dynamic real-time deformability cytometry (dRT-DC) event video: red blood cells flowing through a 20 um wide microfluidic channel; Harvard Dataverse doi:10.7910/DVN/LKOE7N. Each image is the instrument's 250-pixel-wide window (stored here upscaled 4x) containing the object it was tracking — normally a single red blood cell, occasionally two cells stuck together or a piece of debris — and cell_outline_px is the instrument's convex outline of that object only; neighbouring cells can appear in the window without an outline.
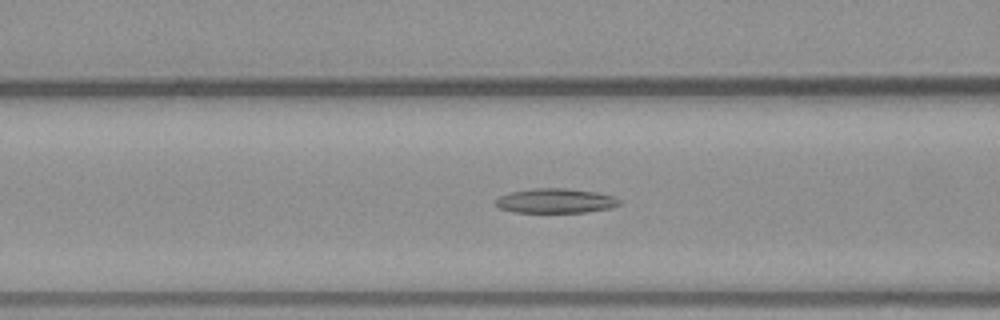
{"species": "common noctule bat (a hibernating species)", "species_latin": "Nyctalus noctula", "temperature_condition": "warm", "stored_images_in_passage": 56, "segment_of_instrument_passage": [1, 2], "camera_frame_rate_fps": 3000, "um_per_image_px": 0.085, "animal": {"sex": "male", "body_mass_g": 23.1, "forearm_length_mm": 52.7}, "frame": {"image": 1, "passage_image": 22, "time_ms": 7.0, "image_size_px": [1000, 320], "cell_outline_px": [[620, 204], [612, 208], [584, 212], [516, 212], [500, 208], [492, 204], [500, 196], [512, 192], [532, 188], [564, 188], [596, 192], [612, 196], [620, 200]], "centroid_in_image_um": [47.21, 17.07], "position_along_channel_um": 119.4, "area_um2": 17.63}}
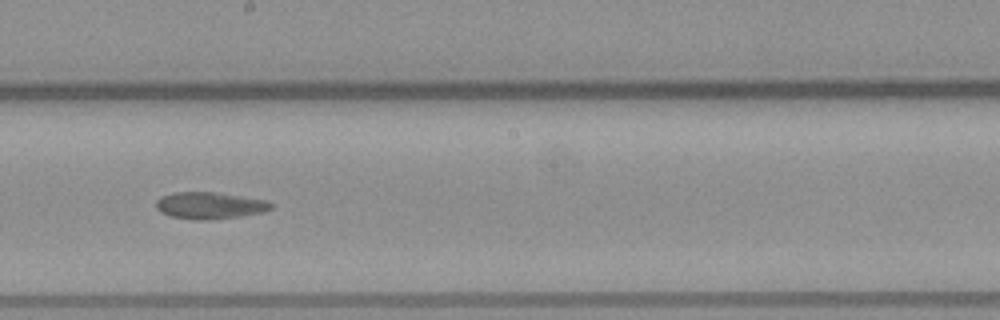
{"frame": {"image": 2, "passage_image": 31, "time_ms": 10.0, "image_size_px": [1000, 320], "cell_outline_px": [[272, 208], [260, 212], [240, 216], [208, 220], [192, 220], [168, 216], [160, 212], [156, 208], [156, 200], [160, 196], [176, 192], [216, 192], [264, 200], [272, 204]], "centroid_in_image_um": [17.74, 17.47], "position_along_channel_um": 230.5, "area_um2": 17.92}}
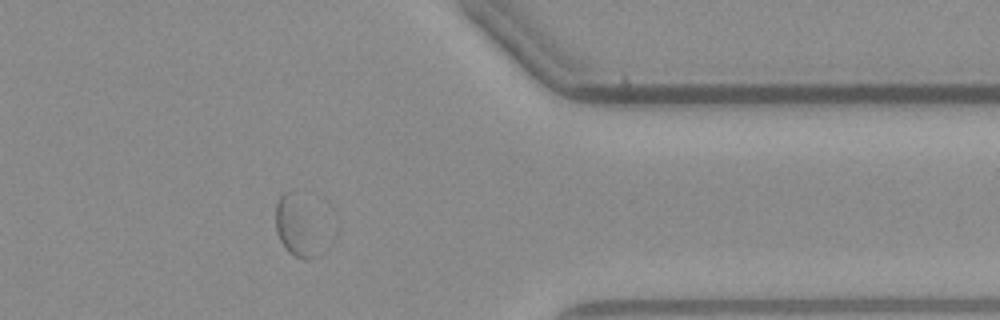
{"frame": {"image": 3, "passage_image": 45, "time_ms": 14.667, "image_size_px": [1000, 320], "cell_outline_px": [[320, 256], [304, 260], [288, 252], [284, 248], [276, 232], [276, 204], [280, 196], [284, 192], [288, 192], [304, 220], [320, 252]], "centroid_in_image_um": [25.0, 19.53], "position_along_channel_um": 386.4, "area_um2": 12.48}}